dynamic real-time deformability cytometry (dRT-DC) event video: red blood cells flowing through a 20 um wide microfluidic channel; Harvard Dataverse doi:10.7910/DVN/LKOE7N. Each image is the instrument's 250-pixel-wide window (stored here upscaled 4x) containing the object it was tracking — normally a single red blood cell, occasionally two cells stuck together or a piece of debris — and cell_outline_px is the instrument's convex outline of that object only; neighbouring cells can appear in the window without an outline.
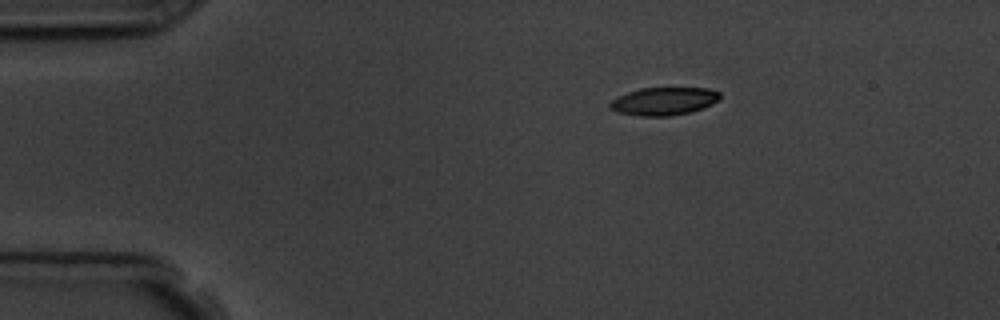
{"species": "common noctule bat (a hibernating species)", "species_latin": "Nyctalus noctula", "temperature_condition": "room temperature", "stored_images_in_passage": 4, "segment_of_instrument_passage": [1, 2], "camera_frame_rate_fps": 3000, "um_per_image_px": 0.085, "animal": {"sex": "male", "body_mass_g": 19.5, "forearm_length_mm": 54.6}, "frame": {"image": 1, "passage_image": 1, "time_ms": 0.0, "image_size_px": [1000, 320], "cell_outline_px": [[720, 100], [704, 108], [688, 112], [668, 116], [640, 116], [616, 112], [608, 104], [612, 100], [628, 92], [640, 88], [708, 88], [720, 92]], "centroid_in_image_um": [56.45, 8.6], "position_along_channel_um": 28.5, "area_um2": 17.8}}
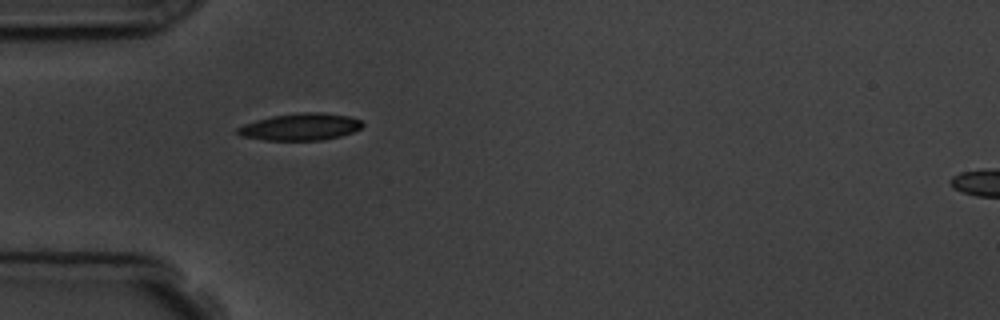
{"frame": {"image": 2, "passage_image": 3, "time_ms": 2.333, "image_size_px": [1000, 320], "cell_outline_px": [[364, 124], [360, 128], [352, 132], [340, 136], [324, 140], [264, 140], [240, 136], [236, 132], [236, 128], [244, 124], [256, 120], [272, 116], [300, 112], [320, 112], [348, 116], [360, 120]], "centroid_in_image_um": [25.51, 10.78], "position_along_channel_um": 59.5, "area_um2": 19.65}}